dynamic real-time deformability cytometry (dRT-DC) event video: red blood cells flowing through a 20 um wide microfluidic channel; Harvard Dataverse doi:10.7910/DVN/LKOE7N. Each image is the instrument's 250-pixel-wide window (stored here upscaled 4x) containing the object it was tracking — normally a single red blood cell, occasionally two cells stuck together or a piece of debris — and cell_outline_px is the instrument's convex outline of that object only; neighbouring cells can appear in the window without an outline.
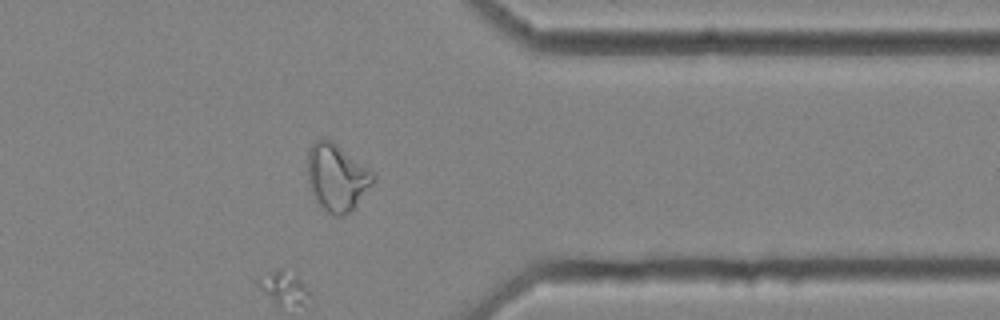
{"species": "common noctule bat (a hibernating species)", "species_latin": "Nyctalus noctula", "temperature_condition": "cold", "stored_images_in_passage": 38, "camera_frame_rate_fps": 3000, "um_per_image_px": 0.085, "animal": {"sex": "female", "body_mass_g": 25.1}, "frame": {"image": 1, "passage_image": 38, "time_ms": 12.333, "image_size_px": [1000, 320], "cell_outline_px": [[376, 180], [356, 204], [344, 216], [332, 216], [316, 200], [312, 192], [308, 180], [308, 152], [312, 144], [316, 140], [332, 140], [376, 172]], "centroid_in_image_um": [28.67, 15.06], "position_along_channel_um": 382.7, "area_um2": 25.61}}